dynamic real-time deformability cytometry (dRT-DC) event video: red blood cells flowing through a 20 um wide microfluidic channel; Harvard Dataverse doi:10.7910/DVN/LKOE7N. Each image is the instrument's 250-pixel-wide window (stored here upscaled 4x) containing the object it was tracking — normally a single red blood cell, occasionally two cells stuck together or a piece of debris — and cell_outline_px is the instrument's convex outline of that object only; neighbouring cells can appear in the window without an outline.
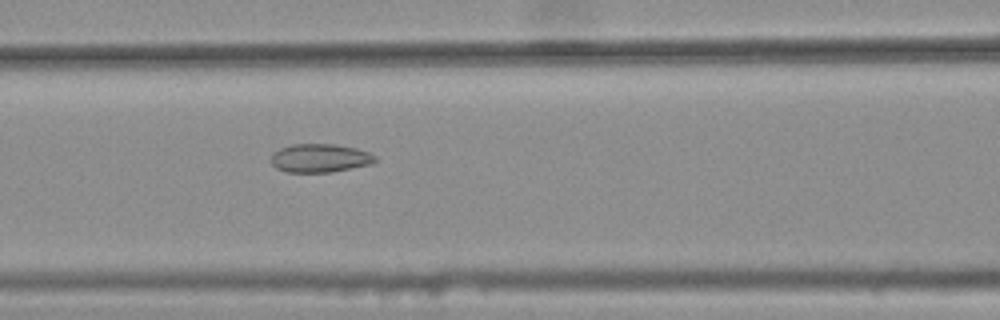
{"species": "common noctule bat (a hibernating species)", "species_latin": "Nyctalus noctula", "temperature_condition": "warm", "stored_images_in_passage": 29, "camera_frame_rate_fps": 3000, "um_per_image_px": 0.085, "animal": {"sex": "female", "body_mass_g": 25.1}, "frame": {"image": 1, "passage_image": 6, "time_ms": 1.667, "image_size_px": [1000, 320], "cell_outline_px": [[376, 160], [372, 164], [332, 172], [284, 172], [276, 168], [272, 164], [272, 152], [280, 148], [292, 144], [336, 144], [356, 148], [368, 152], [376, 156]], "centroid_in_image_um": [27.19, 13.44], "position_along_channel_um": 139.4, "area_um2": 17.4}}
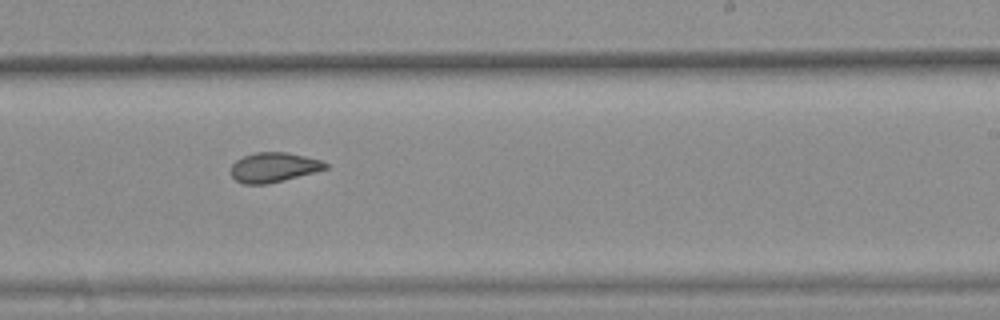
{"frame": {"image": 2, "passage_image": 16, "time_ms": 5.0, "image_size_px": [1000, 320], "cell_outline_px": [[328, 168], [316, 172], [268, 184], [244, 184], [236, 180], [232, 176], [232, 164], [236, 160], [244, 156], [256, 152], [288, 152], [320, 160], [328, 164]], "centroid_in_image_um": [23.28, 14.22], "position_along_channel_um": 265.7, "area_um2": 16.3}}
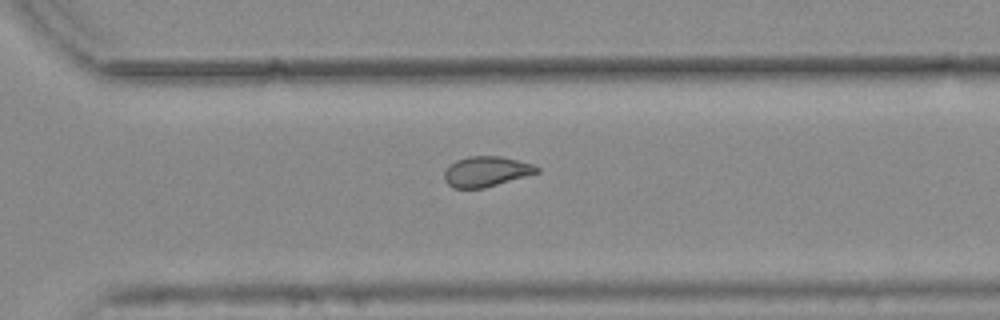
{"frame": {"image": 3, "passage_image": 21, "time_ms": 6.667, "image_size_px": [1000, 320], "cell_outline_px": [[540, 172], [484, 188], [452, 188], [444, 180], [444, 172], [456, 160], [468, 156], [500, 156], [532, 164], [540, 168]], "centroid_in_image_um": [41.33, 14.58], "position_along_channel_um": 329.3, "area_um2": 16.18}}